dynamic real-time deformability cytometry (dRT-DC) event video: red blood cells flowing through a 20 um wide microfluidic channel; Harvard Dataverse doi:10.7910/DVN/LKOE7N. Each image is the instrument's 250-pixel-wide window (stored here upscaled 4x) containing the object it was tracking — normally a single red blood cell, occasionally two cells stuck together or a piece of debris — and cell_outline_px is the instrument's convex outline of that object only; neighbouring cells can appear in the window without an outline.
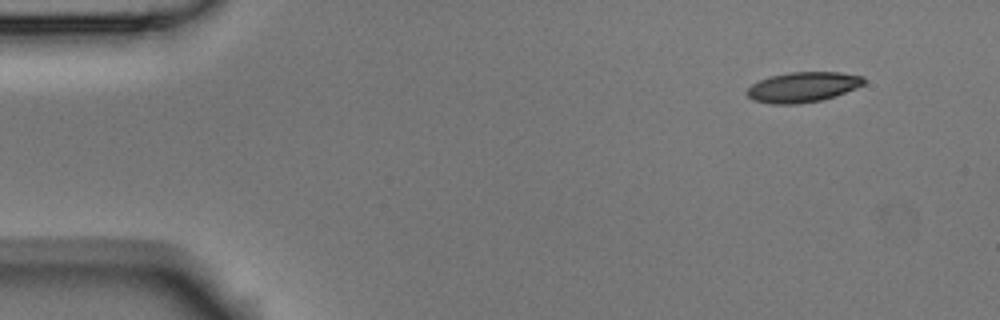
{"species": "Egyptian fruit bat (a non-hibernating species)", "species_latin": "Rousettus aegyptiacus", "temperature_condition": "room temperature", "stored_images_in_passage": 5, "camera_frame_rate_fps": 3000, "um_per_image_px": 0.085, "animal": {"sex": "male"}, "frame": {"image": 1, "passage_image": 1, "time_ms": 0.0, "image_size_px": [1000, 320], "cell_outline_px": [[864, 84], [856, 88], [820, 100], [796, 104], [772, 104], [752, 100], [748, 96], [748, 88], [752, 84], [760, 80], [772, 76], [788, 72], [840, 72], [864, 76]], "centroid_in_image_um": [68.24, 7.39], "position_along_channel_um": 16.8, "area_um2": 20.29}}
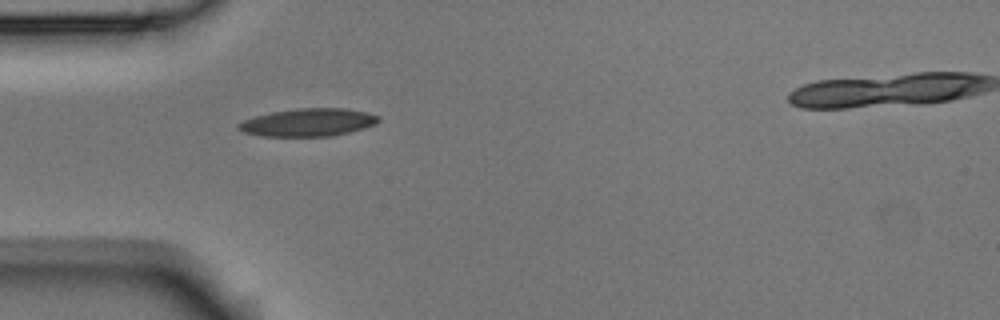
{"frame": {"image": 2, "passage_image": 4, "time_ms": 1.0, "image_size_px": [1000, 320], "cell_outline_px": [[380, 120], [376, 124], [364, 128], [332, 136], [260, 136], [244, 132], [236, 128], [236, 124], [244, 120], [256, 116], [272, 112], [300, 108], [344, 108], [368, 112], [380, 116]], "centroid_in_image_um": [26.21, 10.4], "position_along_channel_um": 58.8, "area_um2": 22.72}}